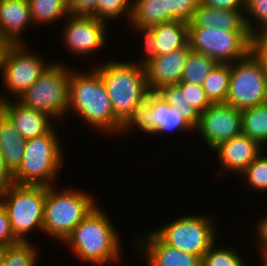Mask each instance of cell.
<instances>
[{"instance_id":"obj_25","label":"cell","mask_w":267,"mask_h":266,"mask_svg":"<svg viewBox=\"0 0 267 266\" xmlns=\"http://www.w3.org/2000/svg\"><path fill=\"white\" fill-rule=\"evenodd\" d=\"M129 22L150 26L167 22V0H133Z\"/></svg>"},{"instance_id":"obj_28","label":"cell","mask_w":267,"mask_h":266,"mask_svg":"<svg viewBox=\"0 0 267 266\" xmlns=\"http://www.w3.org/2000/svg\"><path fill=\"white\" fill-rule=\"evenodd\" d=\"M31 241L18 242L1 249L4 266H35L38 250Z\"/></svg>"},{"instance_id":"obj_18","label":"cell","mask_w":267,"mask_h":266,"mask_svg":"<svg viewBox=\"0 0 267 266\" xmlns=\"http://www.w3.org/2000/svg\"><path fill=\"white\" fill-rule=\"evenodd\" d=\"M138 241L148 266H202V259L162 242L153 232ZM142 244V245H141ZM143 246V247H142Z\"/></svg>"},{"instance_id":"obj_10","label":"cell","mask_w":267,"mask_h":266,"mask_svg":"<svg viewBox=\"0 0 267 266\" xmlns=\"http://www.w3.org/2000/svg\"><path fill=\"white\" fill-rule=\"evenodd\" d=\"M266 102L267 71L250 52L231 64L230 84L225 103L243 110Z\"/></svg>"},{"instance_id":"obj_39","label":"cell","mask_w":267,"mask_h":266,"mask_svg":"<svg viewBox=\"0 0 267 266\" xmlns=\"http://www.w3.org/2000/svg\"><path fill=\"white\" fill-rule=\"evenodd\" d=\"M98 0H68L69 12L74 15H92L96 17Z\"/></svg>"},{"instance_id":"obj_4","label":"cell","mask_w":267,"mask_h":266,"mask_svg":"<svg viewBox=\"0 0 267 266\" xmlns=\"http://www.w3.org/2000/svg\"><path fill=\"white\" fill-rule=\"evenodd\" d=\"M56 131L25 140L24 156L13 173L15 184L53 186L58 170L63 166V148Z\"/></svg>"},{"instance_id":"obj_11","label":"cell","mask_w":267,"mask_h":266,"mask_svg":"<svg viewBox=\"0 0 267 266\" xmlns=\"http://www.w3.org/2000/svg\"><path fill=\"white\" fill-rule=\"evenodd\" d=\"M25 47V43L8 44L0 68L3 72V85L16 98L32 86L51 65L46 64L38 54L27 52Z\"/></svg>"},{"instance_id":"obj_35","label":"cell","mask_w":267,"mask_h":266,"mask_svg":"<svg viewBox=\"0 0 267 266\" xmlns=\"http://www.w3.org/2000/svg\"><path fill=\"white\" fill-rule=\"evenodd\" d=\"M177 85L182 90L185 102L190 104L200 113L204 112L211 105L201 85L187 82H179Z\"/></svg>"},{"instance_id":"obj_38","label":"cell","mask_w":267,"mask_h":266,"mask_svg":"<svg viewBox=\"0 0 267 266\" xmlns=\"http://www.w3.org/2000/svg\"><path fill=\"white\" fill-rule=\"evenodd\" d=\"M18 242L12 233L7 211L0 203V250Z\"/></svg>"},{"instance_id":"obj_20","label":"cell","mask_w":267,"mask_h":266,"mask_svg":"<svg viewBox=\"0 0 267 266\" xmlns=\"http://www.w3.org/2000/svg\"><path fill=\"white\" fill-rule=\"evenodd\" d=\"M189 26H217L225 31H248L244 11L215 9L201 4L194 12Z\"/></svg>"},{"instance_id":"obj_30","label":"cell","mask_w":267,"mask_h":266,"mask_svg":"<svg viewBox=\"0 0 267 266\" xmlns=\"http://www.w3.org/2000/svg\"><path fill=\"white\" fill-rule=\"evenodd\" d=\"M132 12L133 0H98L96 6V18L104 21L116 19L123 14H127L128 21H130Z\"/></svg>"},{"instance_id":"obj_21","label":"cell","mask_w":267,"mask_h":266,"mask_svg":"<svg viewBox=\"0 0 267 266\" xmlns=\"http://www.w3.org/2000/svg\"><path fill=\"white\" fill-rule=\"evenodd\" d=\"M24 143L25 139L0 109V152L12 173L19 168L22 162L25 152Z\"/></svg>"},{"instance_id":"obj_22","label":"cell","mask_w":267,"mask_h":266,"mask_svg":"<svg viewBox=\"0 0 267 266\" xmlns=\"http://www.w3.org/2000/svg\"><path fill=\"white\" fill-rule=\"evenodd\" d=\"M157 56L174 52L189 43V22L179 19L154 25Z\"/></svg>"},{"instance_id":"obj_29","label":"cell","mask_w":267,"mask_h":266,"mask_svg":"<svg viewBox=\"0 0 267 266\" xmlns=\"http://www.w3.org/2000/svg\"><path fill=\"white\" fill-rule=\"evenodd\" d=\"M157 93L168 104L174 106L194 129L198 126L200 112L185 102L182 90L177 84L162 87Z\"/></svg>"},{"instance_id":"obj_40","label":"cell","mask_w":267,"mask_h":266,"mask_svg":"<svg viewBox=\"0 0 267 266\" xmlns=\"http://www.w3.org/2000/svg\"><path fill=\"white\" fill-rule=\"evenodd\" d=\"M200 4L215 9L245 11V0H200Z\"/></svg>"},{"instance_id":"obj_34","label":"cell","mask_w":267,"mask_h":266,"mask_svg":"<svg viewBox=\"0 0 267 266\" xmlns=\"http://www.w3.org/2000/svg\"><path fill=\"white\" fill-rule=\"evenodd\" d=\"M200 0H167V21L174 19L190 22Z\"/></svg>"},{"instance_id":"obj_13","label":"cell","mask_w":267,"mask_h":266,"mask_svg":"<svg viewBox=\"0 0 267 266\" xmlns=\"http://www.w3.org/2000/svg\"><path fill=\"white\" fill-rule=\"evenodd\" d=\"M195 131L201 133L211 151L221 143L242 134L241 110L226 104H211L200 113V120Z\"/></svg>"},{"instance_id":"obj_16","label":"cell","mask_w":267,"mask_h":266,"mask_svg":"<svg viewBox=\"0 0 267 266\" xmlns=\"http://www.w3.org/2000/svg\"><path fill=\"white\" fill-rule=\"evenodd\" d=\"M8 98L0 96V109L13 122L15 128L25 139L42 136L48 133L53 127L51 118L45 112L34 110L21 104L16 99V103Z\"/></svg>"},{"instance_id":"obj_8","label":"cell","mask_w":267,"mask_h":266,"mask_svg":"<svg viewBox=\"0 0 267 266\" xmlns=\"http://www.w3.org/2000/svg\"><path fill=\"white\" fill-rule=\"evenodd\" d=\"M189 45L217 63L232 64L251 52V35L249 31H225L217 26H189Z\"/></svg>"},{"instance_id":"obj_23","label":"cell","mask_w":267,"mask_h":266,"mask_svg":"<svg viewBox=\"0 0 267 266\" xmlns=\"http://www.w3.org/2000/svg\"><path fill=\"white\" fill-rule=\"evenodd\" d=\"M242 134L260 146L267 143V102L241 110Z\"/></svg>"},{"instance_id":"obj_3","label":"cell","mask_w":267,"mask_h":266,"mask_svg":"<svg viewBox=\"0 0 267 266\" xmlns=\"http://www.w3.org/2000/svg\"><path fill=\"white\" fill-rule=\"evenodd\" d=\"M97 206L73 229L64 243L81 260L102 266L118 261L122 253L116 228Z\"/></svg>"},{"instance_id":"obj_44","label":"cell","mask_w":267,"mask_h":266,"mask_svg":"<svg viewBox=\"0 0 267 266\" xmlns=\"http://www.w3.org/2000/svg\"><path fill=\"white\" fill-rule=\"evenodd\" d=\"M260 257H262L261 258L262 259V262L264 261L262 265L263 266H267V254L262 255V256L260 255Z\"/></svg>"},{"instance_id":"obj_9","label":"cell","mask_w":267,"mask_h":266,"mask_svg":"<svg viewBox=\"0 0 267 266\" xmlns=\"http://www.w3.org/2000/svg\"><path fill=\"white\" fill-rule=\"evenodd\" d=\"M208 215H186L158 228L153 233L167 245L201 259L217 240L215 224Z\"/></svg>"},{"instance_id":"obj_17","label":"cell","mask_w":267,"mask_h":266,"mask_svg":"<svg viewBox=\"0 0 267 266\" xmlns=\"http://www.w3.org/2000/svg\"><path fill=\"white\" fill-rule=\"evenodd\" d=\"M262 146L248 135L240 134L216 146L222 171L228 170L240 175L260 154Z\"/></svg>"},{"instance_id":"obj_31","label":"cell","mask_w":267,"mask_h":266,"mask_svg":"<svg viewBox=\"0 0 267 266\" xmlns=\"http://www.w3.org/2000/svg\"><path fill=\"white\" fill-rule=\"evenodd\" d=\"M215 243L216 241L202 257V266H244L241 255L234 249L217 248Z\"/></svg>"},{"instance_id":"obj_43","label":"cell","mask_w":267,"mask_h":266,"mask_svg":"<svg viewBox=\"0 0 267 266\" xmlns=\"http://www.w3.org/2000/svg\"><path fill=\"white\" fill-rule=\"evenodd\" d=\"M7 45L8 44L0 36V68H1V64H2V57H3L4 51L7 47Z\"/></svg>"},{"instance_id":"obj_1","label":"cell","mask_w":267,"mask_h":266,"mask_svg":"<svg viewBox=\"0 0 267 266\" xmlns=\"http://www.w3.org/2000/svg\"><path fill=\"white\" fill-rule=\"evenodd\" d=\"M72 108V109H71ZM75 110L86 124L102 134L123 131V125L115 118L111 100L99 72L89 73L71 70L69 79L68 111Z\"/></svg>"},{"instance_id":"obj_26","label":"cell","mask_w":267,"mask_h":266,"mask_svg":"<svg viewBox=\"0 0 267 266\" xmlns=\"http://www.w3.org/2000/svg\"><path fill=\"white\" fill-rule=\"evenodd\" d=\"M28 2L34 24H48L70 15L68 0H28Z\"/></svg>"},{"instance_id":"obj_7","label":"cell","mask_w":267,"mask_h":266,"mask_svg":"<svg viewBox=\"0 0 267 266\" xmlns=\"http://www.w3.org/2000/svg\"><path fill=\"white\" fill-rule=\"evenodd\" d=\"M63 63H52L17 100L26 107L61 118L68 112L70 72ZM65 113V114H64Z\"/></svg>"},{"instance_id":"obj_14","label":"cell","mask_w":267,"mask_h":266,"mask_svg":"<svg viewBox=\"0 0 267 266\" xmlns=\"http://www.w3.org/2000/svg\"><path fill=\"white\" fill-rule=\"evenodd\" d=\"M64 24L63 39L72 53L91 54L105 45L106 22L92 15L70 14Z\"/></svg>"},{"instance_id":"obj_33","label":"cell","mask_w":267,"mask_h":266,"mask_svg":"<svg viewBox=\"0 0 267 266\" xmlns=\"http://www.w3.org/2000/svg\"><path fill=\"white\" fill-rule=\"evenodd\" d=\"M245 21L250 35L267 28V0H245ZM250 15L253 19L248 16ZM248 16V18H247ZM257 22H252V20ZM254 24H259L255 26ZM258 27V28H257Z\"/></svg>"},{"instance_id":"obj_27","label":"cell","mask_w":267,"mask_h":266,"mask_svg":"<svg viewBox=\"0 0 267 266\" xmlns=\"http://www.w3.org/2000/svg\"><path fill=\"white\" fill-rule=\"evenodd\" d=\"M217 62L211 57L191 50L180 82L203 85Z\"/></svg>"},{"instance_id":"obj_6","label":"cell","mask_w":267,"mask_h":266,"mask_svg":"<svg viewBox=\"0 0 267 266\" xmlns=\"http://www.w3.org/2000/svg\"><path fill=\"white\" fill-rule=\"evenodd\" d=\"M46 186L12 184L0 194V203L6 209L14 237L29 241L32 229L43 231Z\"/></svg>"},{"instance_id":"obj_41","label":"cell","mask_w":267,"mask_h":266,"mask_svg":"<svg viewBox=\"0 0 267 266\" xmlns=\"http://www.w3.org/2000/svg\"><path fill=\"white\" fill-rule=\"evenodd\" d=\"M12 184H14L13 173L7 167L0 152V194Z\"/></svg>"},{"instance_id":"obj_24","label":"cell","mask_w":267,"mask_h":266,"mask_svg":"<svg viewBox=\"0 0 267 266\" xmlns=\"http://www.w3.org/2000/svg\"><path fill=\"white\" fill-rule=\"evenodd\" d=\"M231 76V64L217 63L202 85L211 104L225 103Z\"/></svg>"},{"instance_id":"obj_15","label":"cell","mask_w":267,"mask_h":266,"mask_svg":"<svg viewBox=\"0 0 267 266\" xmlns=\"http://www.w3.org/2000/svg\"><path fill=\"white\" fill-rule=\"evenodd\" d=\"M191 47L189 43L174 52L157 56L145 66L147 83L150 92L169 85L178 84L187 63Z\"/></svg>"},{"instance_id":"obj_12","label":"cell","mask_w":267,"mask_h":266,"mask_svg":"<svg viewBox=\"0 0 267 266\" xmlns=\"http://www.w3.org/2000/svg\"><path fill=\"white\" fill-rule=\"evenodd\" d=\"M136 126L147 134H163L170 131H194L180 112L168 104L157 92H150L146 101L134 112L123 126V130Z\"/></svg>"},{"instance_id":"obj_37","label":"cell","mask_w":267,"mask_h":266,"mask_svg":"<svg viewBox=\"0 0 267 266\" xmlns=\"http://www.w3.org/2000/svg\"><path fill=\"white\" fill-rule=\"evenodd\" d=\"M251 53L267 71V28L251 35Z\"/></svg>"},{"instance_id":"obj_45","label":"cell","mask_w":267,"mask_h":266,"mask_svg":"<svg viewBox=\"0 0 267 266\" xmlns=\"http://www.w3.org/2000/svg\"><path fill=\"white\" fill-rule=\"evenodd\" d=\"M0 266H4V262H3V257H2L1 251H0Z\"/></svg>"},{"instance_id":"obj_2","label":"cell","mask_w":267,"mask_h":266,"mask_svg":"<svg viewBox=\"0 0 267 266\" xmlns=\"http://www.w3.org/2000/svg\"><path fill=\"white\" fill-rule=\"evenodd\" d=\"M107 89L115 118L124 126L150 93L145 67L137 61H109L96 66Z\"/></svg>"},{"instance_id":"obj_19","label":"cell","mask_w":267,"mask_h":266,"mask_svg":"<svg viewBox=\"0 0 267 266\" xmlns=\"http://www.w3.org/2000/svg\"><path fill=\"white\" fill-rule=\"evenodd\" d=\"M30 23L28 0H0V36L7 44H24L20 36Z\"/></svg>"},{"instance_id":"obj_5","label":"cell","mask_w":267,"mask_h":266,"mask_svg":"<svg viewBox=\"0 0 267 266\" xmlns=\"http://www.w3.org/2000/svg\"><path fill=\"white\" fill-rule=\"evenodd\" d=\"M61 191L54 185L46 186L43 231L63 242L97 204L94 197L86 191Z\"/></svg>"},{"instance_id":"obj_36","label":"cell","mask_w":267,"mask_h":266,"mask_svg":"<svg viewBox=\"0 0 267 266\" xmlns=\"http://www.w3.org/2000/svg\"><path fill=\"white\" fill-rule=\"evenodd\" d=\"M131 26L132 28H134V31H140L139 34H142V36L144 37V49L146 52L145 55H143L144 58L142 57V61L138 62V65L141 67H145L157 57L154 26L141 24H131Z\"/></svg>"},{"instance_id":"obj_32","label":"cell","mask_w":267,"mask_h":266,"mask_svg":"<svg viewBox=\"0 0 267 266\" xmlns=\"http://www.w3.org/2000/svg\"><path fill=\"white\" fill-rule=\"evenodd\" d=\"M262 152L256 159L240 174L246 176L247 183L256 191L267 190V155L262 156Z\"/></svg>"},{"instance_id":"obj_42","label":"cell","mask_w":267,"mask_h":266,"mask_svg":"<svg viewBox=\"0 0 267 266\" xmlns=\"http://www.w3.org/2000/svg\"><path fill=\"white\" fill-rule=\"evenodd\" d=\"M258 241H260L259 252L262 255L267 254V215L257 225Z\"/></svg>"}]
</instances>
